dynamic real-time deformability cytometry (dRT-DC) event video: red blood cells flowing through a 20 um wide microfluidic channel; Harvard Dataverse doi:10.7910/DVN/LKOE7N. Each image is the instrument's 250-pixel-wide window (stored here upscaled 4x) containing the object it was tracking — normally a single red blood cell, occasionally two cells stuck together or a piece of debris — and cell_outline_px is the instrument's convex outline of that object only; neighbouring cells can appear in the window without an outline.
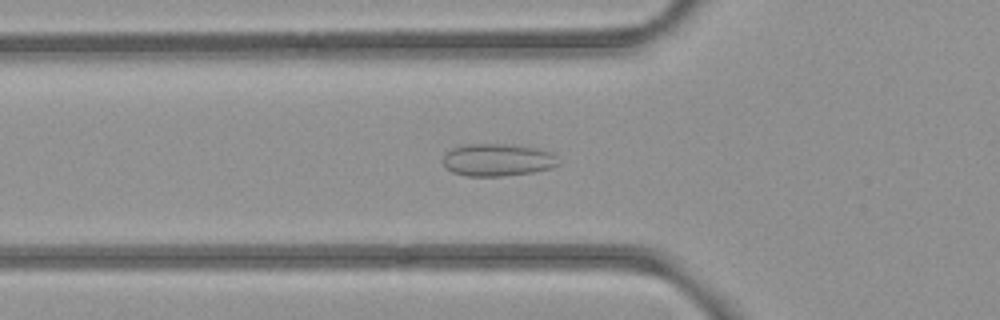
{"species": "common noctule bat (a hibernating species)", "species_latin": "Nyctalus noctula", "temperature_condition": "room temperature", "stored_images_in_passage": 45, "camera_frame_rate_fps": 3000, "um_per_image_px": 0.085, "animal": {"sex": "female", "body_mass_g": 21.9}, "frame": {"image": 1, "passage_image": 11, "time_ms": 3.333, "image_size_px": [1000, 320], "cell_outline_px": [[560, 164], [552, 168], [532, 172], [504, 176], [464, 176], [452, 172], [444, 164], [444, 152], [452, 148], [464, 144], [512, 144], [552, 152], [556, 156]], "centroid_in_image_um": [42.29, 13.59], "position_along_channel_um": 83.5, "area_um2": 21.91}}
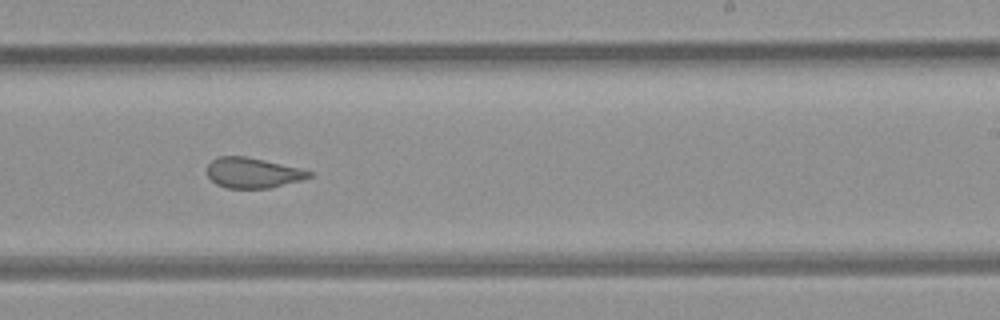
{"frame": {"image": 2, "passage_image": 25, "time_ms": 8.0, "image_size_px": [1000, 320], "cell_outline_px": [[312, 176], [300, 180], [268, 188], [228, 188], [216, 184], [208, 176], [208, 164], [212, 160], [220, 156], [244, 156], [300, 168], [312, 172]], "centroid_in_image_um": [21.47, 14.69], "position_along_channel_um": 267.5, "area_um2": 17.69}}
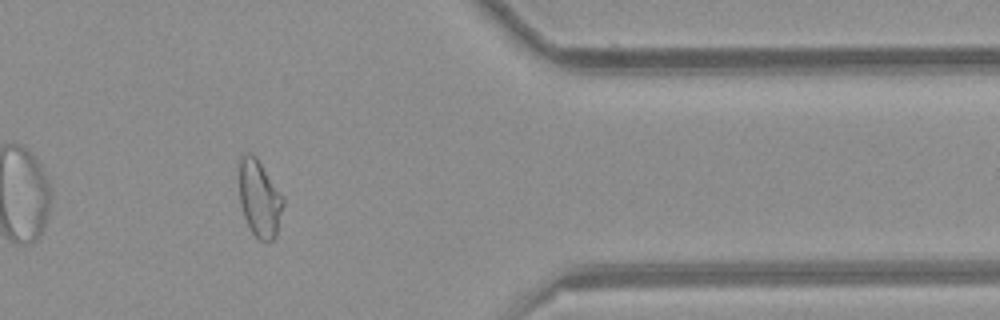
{"frame": {"image": 3, "passage_image": 36, "time_ms": 11.667, "image_size_px": [1000, 320], "cell_outline_px": [[284, 204], [276, 236], [268, 244], [264, 244], [252, 232], [244, 216], [240, 204], [236, 168], [240, 156], [244, 152], [252, 152], [256, 156], [284, 196]], "centroid_in_image_um": [22.02, 16.81], "position_along_channel_um": 389.4, "area_um2": 20.69}, "authors_computed_cell_mechanics": {"area_um2": 19.7676, "velocity_mm_per_s": 3.9259, "shape_relaxation_time_tau1_ms": null, "shape_relaxation_time_tau2_ms": 1.2646, "deformation_change_tau1": null, "deformation_change_tau2": 0.0473}}